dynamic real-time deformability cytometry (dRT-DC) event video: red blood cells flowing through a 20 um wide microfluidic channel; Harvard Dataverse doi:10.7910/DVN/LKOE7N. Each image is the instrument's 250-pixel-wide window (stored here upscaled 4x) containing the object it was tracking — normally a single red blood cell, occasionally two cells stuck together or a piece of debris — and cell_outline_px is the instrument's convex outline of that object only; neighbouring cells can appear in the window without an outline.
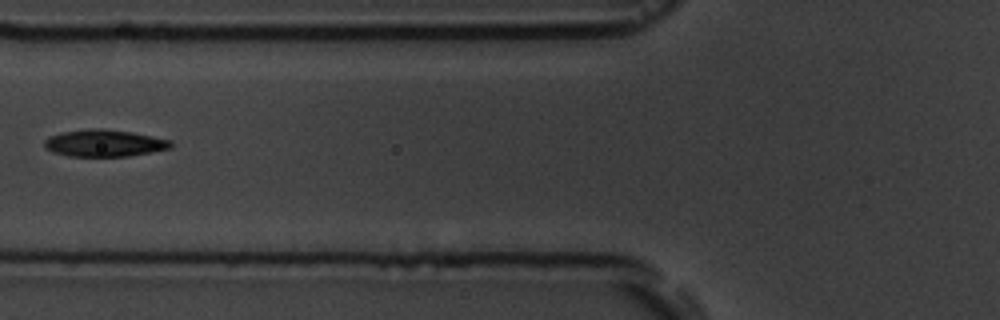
{"species": "common noctule bat (a hibernating species)", "species_latin": "Nyctalus noctula", "temperature_condition": "room temperature", "stored_images_in_passage": 12, "camera_frame_rate_fps": 3000, "um_per_image_px": 0.085, "animal": {"sex": "male", "body_mass_g": 19.5, "forearm_length_mm": 54.6}, "frame": {"image": 1, "passage_image": 3, "time_ms": 3.333, "image_size_px": [1000, 320], "cell_outline_px": [[172, 148], [128, 156], [68, 156], [44, 148], [44, 140], [48, 136], [60, 132], [92, 128], [100, 128], [132, 132], [172, 140]], "centroid_in_image_um": [8.86, 12.16], "position_along_channel_um": 116.9, "area_um2": 19.88}}
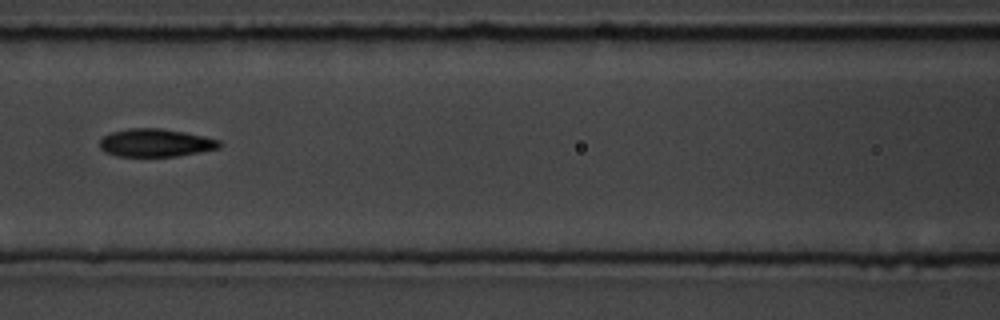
{"frame": {"image": 2, "passage_image": 4, "time_ms": 4.333, "image_size_px": [1000, 320], "cell_outline_px": [[224, 144], [220, 148], [176, 156], [116, 156], [104, 152], [100, 148], [100, 140], [104, 136], [112, 132], [128, 128], [160, 128], [184, 132], [204, 136], [220, 140]], "centroid_in_image_um": [13.24, 12.14], "position_along_channel_um": 153.4, "area_um2": 19.54}, "authors_computed_cell_mechanics": {"area_um2": 19.6809, "velocity_mm_per_s": 3.6282, "shape_relaxation_time_tau1_ms": 4.6029, "shape_relaxation_time_tau2_ms": 1.5828, "deformation_change_tau1": 0.1477, "deformation_change_tau2": 0.0705}}